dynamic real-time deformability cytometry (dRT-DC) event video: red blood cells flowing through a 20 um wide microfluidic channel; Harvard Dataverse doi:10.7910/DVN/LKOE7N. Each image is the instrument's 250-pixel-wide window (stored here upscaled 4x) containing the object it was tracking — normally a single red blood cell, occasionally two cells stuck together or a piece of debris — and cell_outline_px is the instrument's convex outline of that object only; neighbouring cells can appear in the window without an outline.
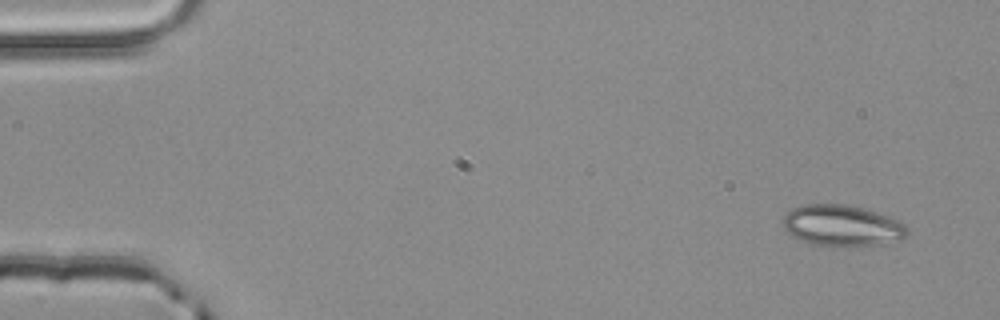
{"species": "common noctule bat (a hibernating species)", "species_latin": "Nyctalus noctula", "temperature_condition": "room temperature", "stored_images_in_passage": 4, "camera_frame_rate_fps": 3000, "um_per_image_px": 0.085, "animal": {"sex": "male", "body_mass_g": 20.4}, "frame": {"image": 1, "passage_image": 1, "time_ms": 0.0, "image_size_px": [1000, 320], "cell_outline_px": [[908, 232], [900, 240], [880, 244], [832, 248], [828, 248], [812, 244], [792, 236], [784, 228], [780, 220], [784, 212], [792, 208], [804, 204], [844, 204], [876, 212], [900, 220], [908, 228]], "centroid_in_image_um": [71.52, 19.19], "position_along_channel_um": 13.5, "area_um2": 30.4}}